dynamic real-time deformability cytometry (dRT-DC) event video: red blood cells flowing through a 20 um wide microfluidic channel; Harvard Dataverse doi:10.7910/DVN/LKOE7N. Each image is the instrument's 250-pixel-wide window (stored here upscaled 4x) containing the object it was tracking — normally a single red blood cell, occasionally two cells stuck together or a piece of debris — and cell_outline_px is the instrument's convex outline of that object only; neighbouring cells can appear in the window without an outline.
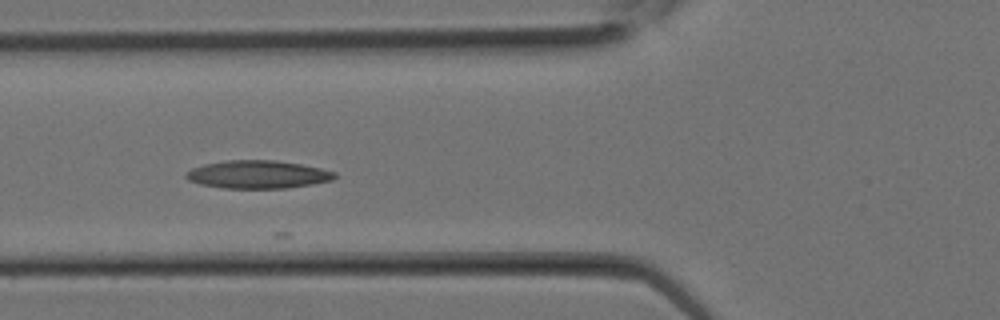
{"species": "Egyptian fruit bat (a non-hibernating species)", "species_latin": "Rousettus aegyptiacus", "temperature_condition": "room temperature", "stored_images_in_passage": 13, "camera_frame_rate_fps": 3000, "um_per_image_px": 0.085, "animal": {"sex": "female"}, "frame": {"image": 1, "passage_image": 10, "time_ms": 3.0, "image_size_px": [1000, 320], "cell_outline_px": [[336, 176], [332, 180], [312, 184], [288, 188], [224, 188], [200, 184], [188, 180], [184, 176], [192, 168], [204, 164], [228, 160], [276, 160], [300, 164], [320, 168], [336, 172]], "centroid_in_image_um": [21.92, 14.83], "position_along_channel_um": 103.9, "area_um2": 24.16}}
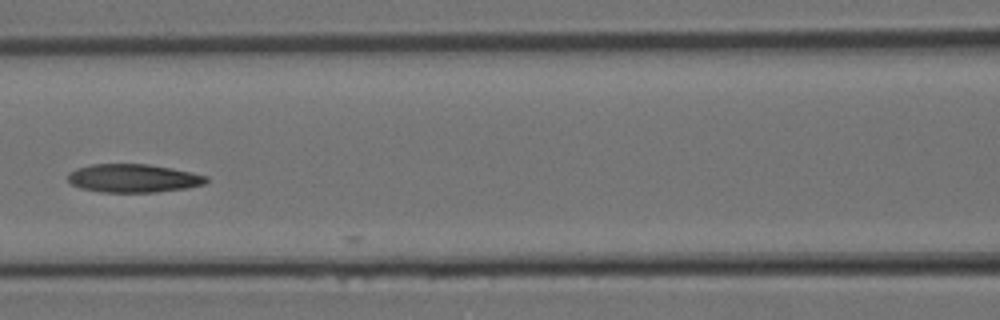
{"frame": {"image": 2, "passage_image": 12, "time_ms": 3.667, "image_size_px": [1000, 320], "cell_outline_px": [[208, 180], [204, 184], [188, 188], [156, 192], [100, 192], [80, 188], [72, 184], [68, 180], [68, 172], [76, 168], [92, 164], [148, 164], [172, 168], [192, 172], [208, 176]], "centroid_in_image_um": [11.34, 15.15], "position_along_channel_um": 155.3, "area_um2": 23.0}}